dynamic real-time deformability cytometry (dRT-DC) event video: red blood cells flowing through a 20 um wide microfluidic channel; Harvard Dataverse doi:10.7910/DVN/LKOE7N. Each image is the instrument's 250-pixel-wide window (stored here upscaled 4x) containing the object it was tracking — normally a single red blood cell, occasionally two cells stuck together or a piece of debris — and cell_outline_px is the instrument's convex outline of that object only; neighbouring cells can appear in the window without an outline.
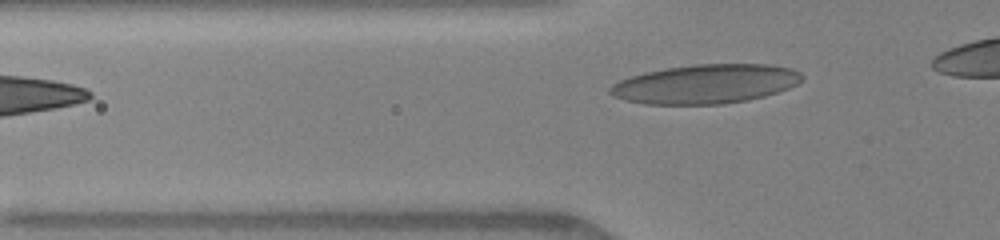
{"species": "human", "species_latin": "Homo sapiens", "temperature_condition": "warm", "stored_images_in_passage": 3, "camera_frame_rate_fps": 3000, "um_per_image_px": 0.085, "donor": {"sex": "female"}, "frame": {"image": 1, "passage_image": 3, "time_ms": 1.333, "image_size_px": [1000, 240], "cell_outline_px": [[804, 76], [796, 84], [788, 88], [764, 96], [748, 100], [724, 104], [644, 104], [624, 100], [612, 96], [608, 92], [608, 88], [612, 84], [620, 80], [644, 72], [668, 68], [696, 64], [768, 64], [788, 68], [800, 72]], "centroid_in_image_um": [59.93, 7.14], "position_along_channel_um": 65.9, "area_um2": 43.7}}